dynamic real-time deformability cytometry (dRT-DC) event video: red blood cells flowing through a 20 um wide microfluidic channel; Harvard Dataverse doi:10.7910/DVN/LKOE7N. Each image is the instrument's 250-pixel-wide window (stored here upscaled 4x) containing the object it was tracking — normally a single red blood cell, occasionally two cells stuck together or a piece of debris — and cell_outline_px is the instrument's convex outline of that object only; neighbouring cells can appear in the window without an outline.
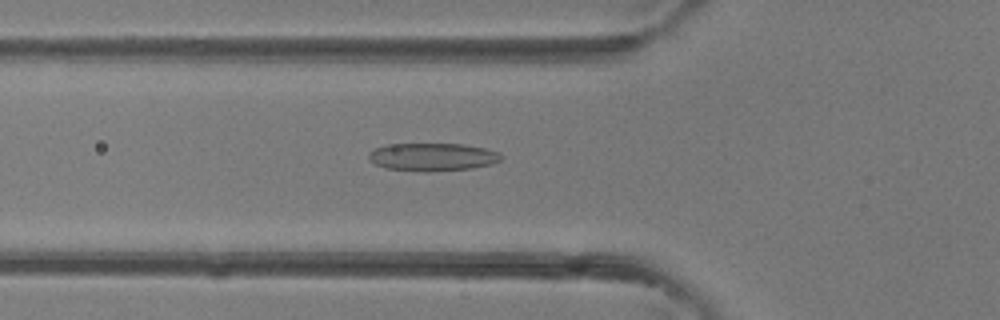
{"species": "common noctule bat (a hibernating species)", "species_latin": "Nyctalus noctula", "temperature_condition": "room temperature", "stored_images_in_passage": 24, "camera_frame_rate_fps": 3000, "um_per_image_px": 0.085, "animal": {"sex": "female"}, "frame": {"image": 1, "passage_image": 5, "time_ms": 1.333, "image_size_px": [1000, 320], "cell_outline_px": [[504, 156], [500, 160], [492, 164], [472, 168], [428, 172], [424, 172], [384, 168], [368, 160], [368, 152], [376, 148], [388, 144], [464, 144], [484, 148], [500, 152]], "centroid_in_image_um": [36.77, 13.34], "position_along_channel_um": 89.0, "area_um2": 21.73}}
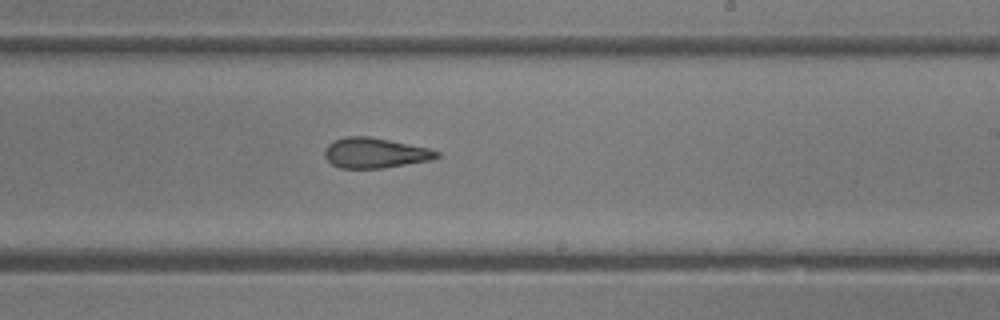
{"frame": {"image": 2, "passage_image": 15, "time_ms": 4.667, "image_size_px": [1000, 320], "cell_outline_px": [[440, 156], [432, 160], [384, 168], [340, 168], [332, 164], [324, 156], [324, 148], [328, 144], [344, 136], [368, 136], [428, 148], [440, 152]], "centroid_in_image_um": [31.87, 13.0], "position_along_channel_um": 257.1, "area_um2": 19.71}}
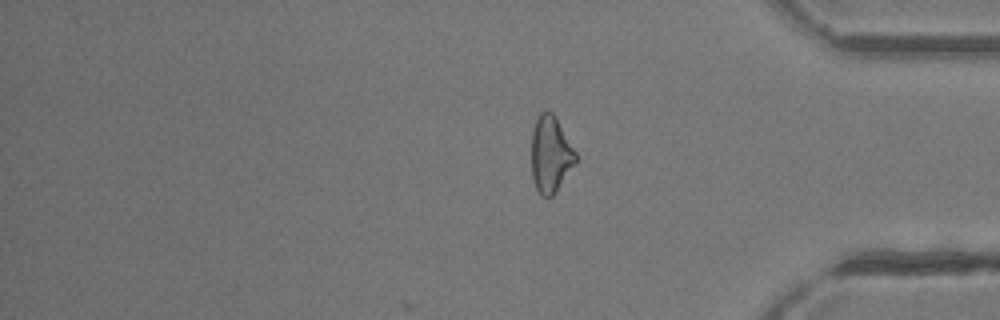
{"frame": {"image": 3, "passage_image": 24, "time_ms": 7.667, "image_size_px": [1000, 320], "cell_outline_px": [[576, 160], [556, 192], [552, 196], [540, 196], [536, 188], [532, 176], [532, 128], [540, 112], [548, 108], [556, 116], [576, 152]], "centroid_in_image_um": [46.78, 13.07], "position_along_channel_um": 388.4, "area_um2": 19.71}}